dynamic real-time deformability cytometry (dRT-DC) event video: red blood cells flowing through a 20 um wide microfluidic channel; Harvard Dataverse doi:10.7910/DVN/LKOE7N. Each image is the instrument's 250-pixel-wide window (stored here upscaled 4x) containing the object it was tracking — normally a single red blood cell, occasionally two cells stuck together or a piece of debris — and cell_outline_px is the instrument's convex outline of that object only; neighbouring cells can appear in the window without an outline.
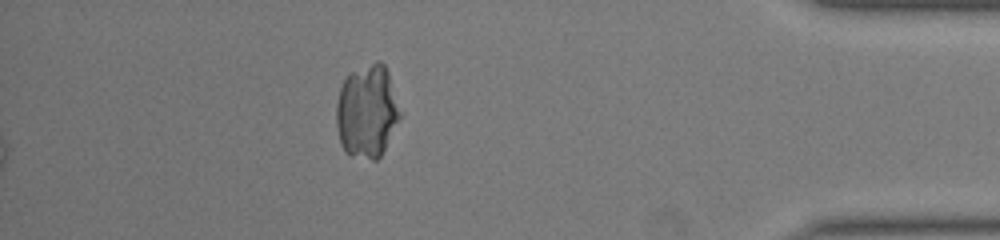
{"species": "common noctule bat (a hibernating species)", "species_latin": "Nyctalus noctula", "temperature_condition": "warm", "stored_images_in_passage": 48, "segment_of_instrument_passage": [2, 2], "camera_frame_rate_fps": 3000, "um_per_image_px": 0.085, "animal": {"sex": "male", "body_mass_g": 19.0, "forearm_length_mm": 50.8}, "frame": {"image": 1, "passage_image": 48, "time_ms": 15.667, "image_size_px": [1000, 240], "cell_outline_px": [[400, 116], [380, 156], [376, 160], [372, 160], [352, 156], [344, 152], [340, 144], [336, 124], [336, 104], [340, 88], [348, 72], [376, 60], [380, 60], [384, 64], [388, 72], [400, 112]], "centroid_in_image_um": [31.15, 9.45], "position_along_channel_um": 404.1, "area_um2": 34.51}}